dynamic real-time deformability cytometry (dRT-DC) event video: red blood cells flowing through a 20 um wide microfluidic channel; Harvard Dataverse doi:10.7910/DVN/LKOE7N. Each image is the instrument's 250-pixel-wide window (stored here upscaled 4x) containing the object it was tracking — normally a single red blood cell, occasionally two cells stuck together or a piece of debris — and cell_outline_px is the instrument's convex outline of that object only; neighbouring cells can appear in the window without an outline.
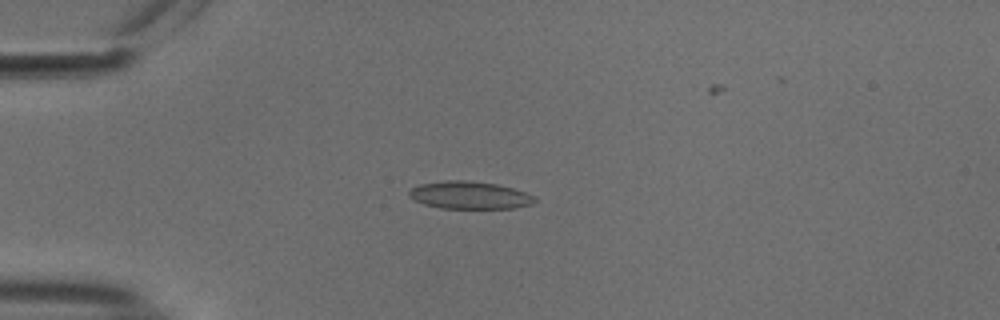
{"species": "common noctule bat (a hibernating species)", "species_latin": "Nyctalus noctula", "temperature_condition": "cold", "stored_images_in_passage": 44, "camera_frame_rate_fps": 3000, "um_per_image_px": 0.085, "animal": {"sex": "male", "body_mass_g": 18.8}, "frame": {"image": 1, "passage_image": 11, "time_ms": 3.333, "image_size_px": [1000, 320], "cell_outline_px": [[536, 200], [532, 204], [512, 208], [440, 208], [424, 204], [408, 196], [408, 192], [412, 188], [420, 184], [448, 180], [464, 180], [496, 184], [512, 188], [536, 196]], "centroid_in_image_um": [39.91, 16.59], "position_along_channel_um": 45.1, "area_um2": 20.0}}
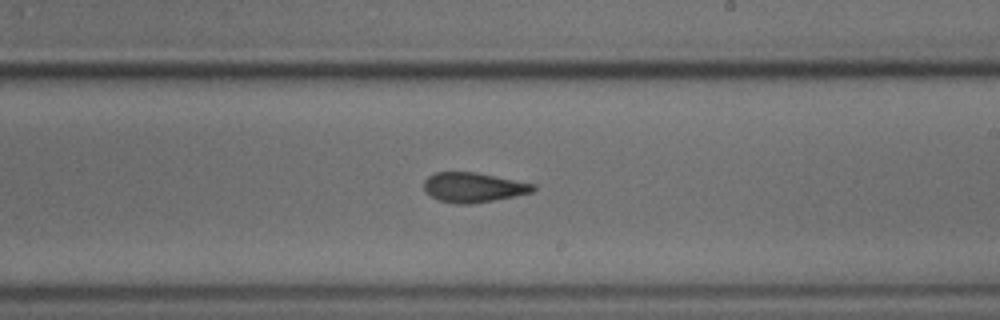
{"frame": {"image": 2, "passage_image": 29, "time_ms": 9.333, "image_size_px": [1000, 320], "cell_outline_px": [[536, 188], [532, 192], [516, 196], [472, 204], [456, 204], [440, 200], [424, 192], [424, 180], [428, 176], [436, 172], [476, 172], [536, 184]], "centroid_in_image_um": [40.24, 15.93], "position_along_channel_um": 248.8, "area_um2": 19.02}}
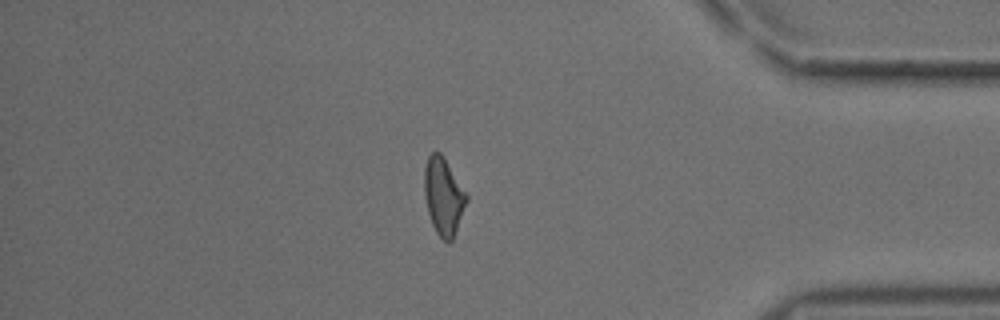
{"frame": {"image": 3, "passage_image": 43, "time_ms": 14.0, "image_size_px": [1000, 320], "cell_outline_px": [[468, 200], [452, 240], [448, 244], [436, 232], [432, 224], [428, 212], [424, 196], [424, 168], [428, 156], [432, 152], [440, 152], [468, 196]], "centroid_in_image_um": [37.68, 16.7], "position_along_channel_um": 397.5, "area_um2": 18.73}}